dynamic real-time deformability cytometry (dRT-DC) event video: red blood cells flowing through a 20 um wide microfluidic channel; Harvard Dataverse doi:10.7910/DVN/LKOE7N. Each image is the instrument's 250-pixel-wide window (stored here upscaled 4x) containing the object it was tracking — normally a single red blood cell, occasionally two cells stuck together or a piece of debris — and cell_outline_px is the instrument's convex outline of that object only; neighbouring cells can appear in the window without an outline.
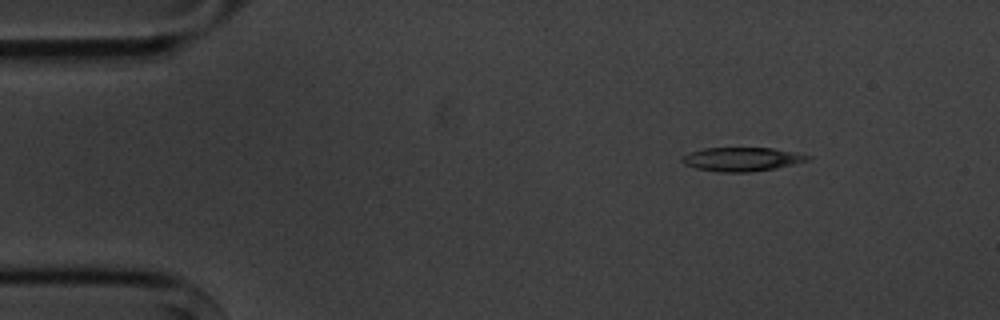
{"species": "common noctule bat (a hibernating species)", "species_latin": "Nyctalus noctula", "temperature_condition": "cold", "stored_images_in_passage": 9, "camera_frame_rate_fps": 3000, "um_per_image_px": 0.085, "animal": {"sex": "male", "body_mass_g": 20.1, "forearm_length_mm": 53.5}, "frame": {"image": 1, "passage_image": 1, "time_ms": 0.0, "image_size_px": [1000, 320], "cell_outline_px": [[812, 160], [776, 168], [752, 172], [720, 172], [696, 168], [684, 164], [680, 160], [688, 152], [704, 148], [772, 148], [812, 156]], "centroid_in_image_um": [63.06, 13.54], "position_along_channel_um": 21.9, "area_um2": 17.46}}
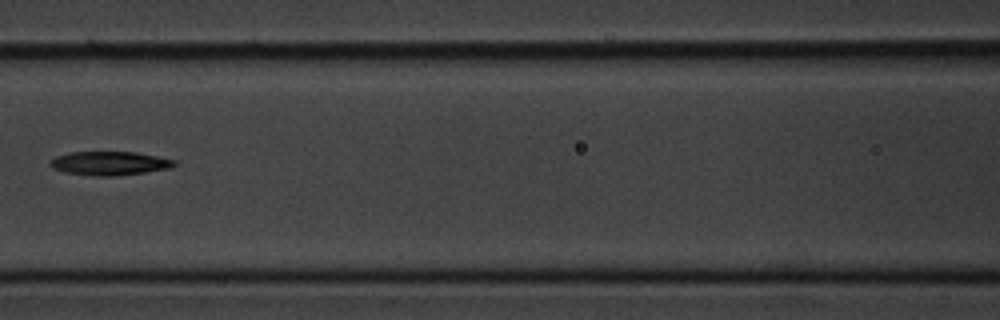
{"frame": {"image": 2, "passage_image": 6, "time_ms": 5.667, "image_size_px": [1000, 320], "cell_outline_px": [[176, 164], [168, 168], [144, 172], [116, 176], [92, 176], [64, 172], [52, 168], [48, 164], [56, 156], [68, 152], [136, 152], [176, 160]], "centroid_in_image_um": [9.27, 13.88], "position_along_channel_um": 157.3, "area_um2": 17.17}}
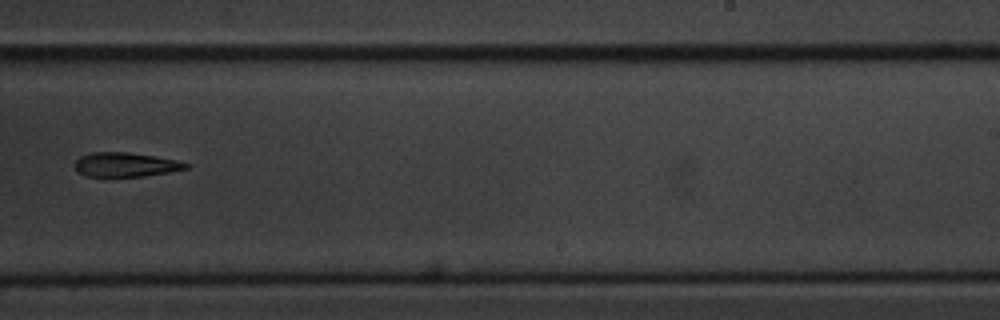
{"frame": {"image": 3, "passage_image": 9, "time_ms": 9.0, "image_size_px": [1000, 320], "cell_outline_px": [[192, 164], [188, 168], [168, 172], [144, 176], [84, 176], [76, 168], [76, 160], [80, 156], [92, 152], [128, 152], [156, 156], [176, 160]], "centroid_in_image_um": [10.71, 13.98], "position_along_channel_um": 278.3, "area_um2": 15.61}}